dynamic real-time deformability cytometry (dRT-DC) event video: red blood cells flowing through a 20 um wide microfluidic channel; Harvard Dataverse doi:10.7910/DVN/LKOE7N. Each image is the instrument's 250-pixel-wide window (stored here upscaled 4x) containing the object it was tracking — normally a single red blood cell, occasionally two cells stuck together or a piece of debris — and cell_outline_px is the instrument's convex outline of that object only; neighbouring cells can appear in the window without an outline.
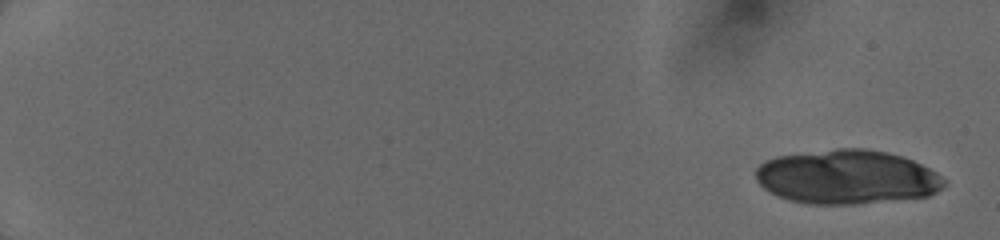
{"species": "human", "species_latin": "Homo sapiens", "temperature_condition": "cold", "stored_images_in_passage": 11, "camera_frame_rate_fps": 3000, "um_per_image_px": 0.085, "donor": {"sex": "female"}, "frame": {"image": 1, "passage_image": 1, "time_ms": 0.0, "image_size_px": [1000, 240], "cell_outline_px": [[948, 184], [944, 188], [928, 196], [860, 204], [808, 204], [788, 200], [776, 196], [764, 188], [756, 180], [756, 168], [764, 160], [776, 156], [836, 148], [868, 148], [888, 152], [904, 156], [936, 172], [948, 180]], "centroid_in_image_um": [72.01, 15.04], "position_along_channel_um": 13.0, "area_um2": 60.17}}